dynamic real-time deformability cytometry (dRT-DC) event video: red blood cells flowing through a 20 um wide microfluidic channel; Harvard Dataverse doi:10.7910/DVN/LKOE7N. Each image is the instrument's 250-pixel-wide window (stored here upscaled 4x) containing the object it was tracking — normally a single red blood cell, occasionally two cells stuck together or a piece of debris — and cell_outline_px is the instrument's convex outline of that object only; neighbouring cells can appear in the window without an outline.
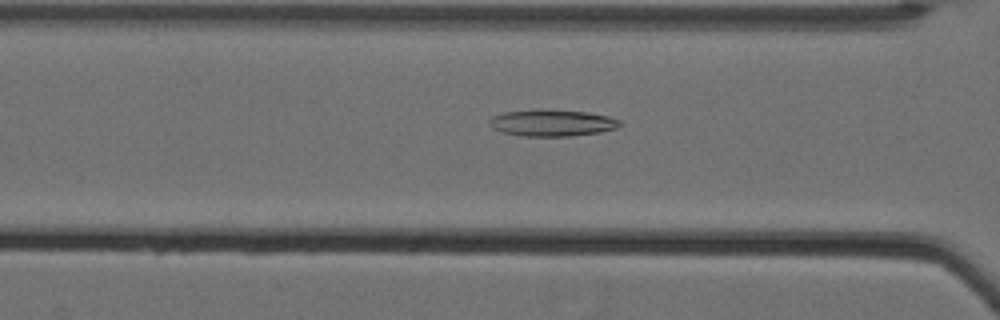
{"species": "Egyptian fruit bat (a non-hibernating species)", "species_latin": "Rousettus aegyptiacus", "temperature_condition": "cold", "stored_images_in_passage": 63, "camera_frame_rate_fps": 3000, "um_per_image_px": 0.085, "animal": {"sex": "female"}, "frame": {"image": 1, "passage_image": 31, "time_ms": 10.0, "image_size_px": [1000, 320], "cell_outline_px": [[620, 124], [616, 128], [600, 132], [572, 136], [524, 136], [500, 132], [492, 128], [488, 120], [492, 116], [504, 112], [536, 108], [544, 108], [588, 112], [608, 116], [620, 120]], "centroid_in_image_um": [46.88, 10.42], "position_along_channel_um": 119.7, "area_um2": 20.63}}
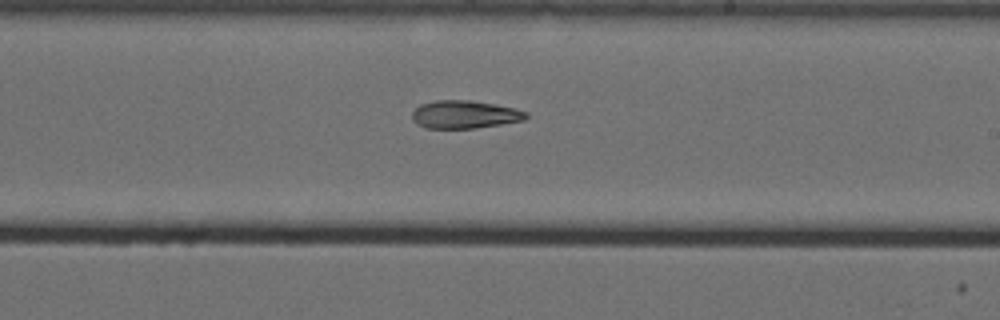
{"frame": {"image": 2, "passage_image": 42, "time_ms": 13.667, "image_size_px": [1000, 320], "cell_outline_px": [[528, 116], [524, 120], [476, 128], [424, 128], [416, 124], [412, 120], [412, 112], [420, 104], [436, 100], [468, 100], [496, 104], [516, 108], [528, 112]], "centroid_in_image_um": [39.49, 9.73], "position_along_channel_um": 249.5, "area_um2": 18.67}}
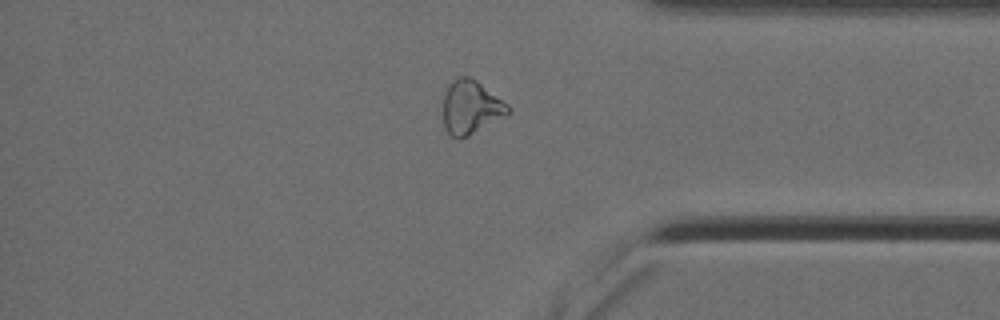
{"frame": {"image": 3, "passage_image": 55, "time_ms": 18.0, "image_size_px": [1000, 320], "cell_outline_px": [[508, 112], [468, 136], [460, 140], [456, 140], [444, 128], [444, 96], [448, 84], [452, 80], [460, 76], [468, 76], [476, 80], [508, 104]], "centroid_in_image_um": [39.96, 9.11], "position_along_channel_um": 395.2, "area_um2": 19.83}, "authors_computed_cell_mechanics": {"area_um2": 22.1952, "velocity_mm_per_s": 3.5232, "shape_relaxation_time_tau1_ms": null, "shape_relaxation_time_tau2_ms": 7.0745, "deformation_change_tau1": null, "deformation_change_tau2": 0.1704}}